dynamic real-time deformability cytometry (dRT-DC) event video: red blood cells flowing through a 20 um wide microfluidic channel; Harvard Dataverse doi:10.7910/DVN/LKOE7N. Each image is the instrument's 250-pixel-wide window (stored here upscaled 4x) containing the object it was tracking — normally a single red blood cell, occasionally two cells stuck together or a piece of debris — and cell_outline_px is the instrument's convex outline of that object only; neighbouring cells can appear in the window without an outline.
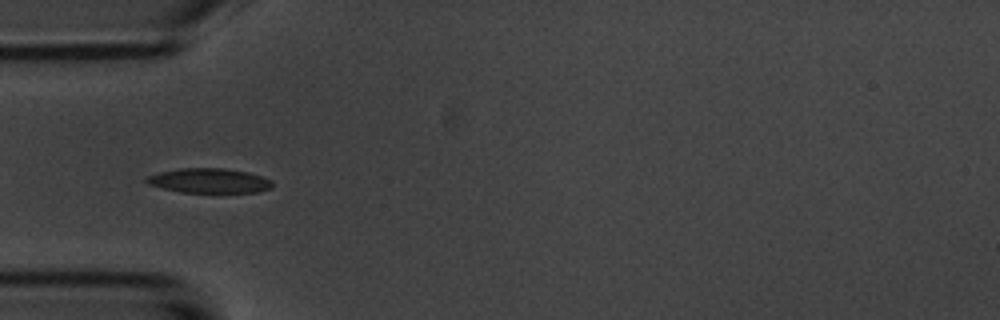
{"species": "common noctule bat (a hibernating species)", "species_latin": "Nyctalus noctula", "temperature_condition": "room temperature", "stored_images_in_passage": 15, "camera_frame_rate_fps": 3000, "um_per_image_px": 0.085, "animal": {"sex": "male", "body_mass_g": 20.1, "forearm_length_mm": 53.5}, "frame": {"image": 1, "passage_image": 3, "time_ms": 0.667, "image_size_px": [1000, 320], "cell_outline_px": [[272, 188], [260, 192], [180, 192], [148, 184], [144, 180], [144, 176], [160, 172], [180, 168], [224, 168], [248, 172], [272, 180]], "centroid_in_image_um": [17.77, 15.35], "position_along_channel_um": 67.2, "area_um2": 18.09}}
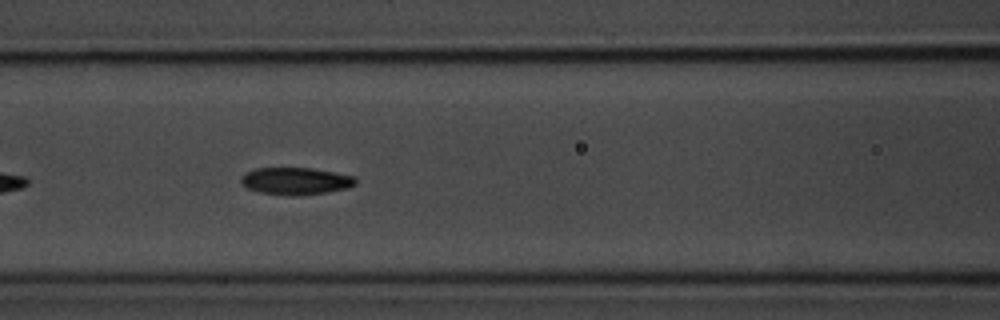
{"frame": {"image": 2, "passage_image": 9, "time_ms": 2.667, "image_size_px": [1000, 320], "cell_outline_px": [[356, 184], [348, 188], [328, 192], [296, 196], [292, 196], [260, 192], [248, 188], [240, 184], [240, 180], [244, 172], [256, 168], [312, 168], [356, 176]], "centroid_in_image_um": [25.13, 15.39], "position_along_channel_um": 141.5, "area_um2": 18.32}}
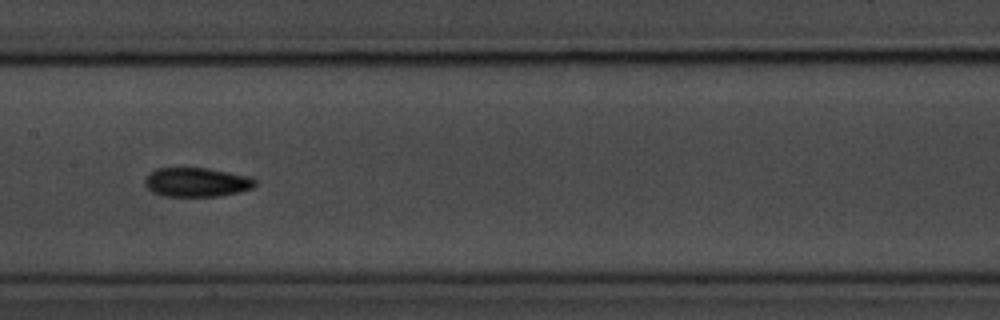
{"frame": {"image": 3, "passage_image": 13, "time_ms": 4.0, "image_size_px": [1000, 320], "cell_outline_px": [[256, 184], [252, 188], [220, 196], [164, 196], [152, 192], [144, 184], [144, 180], [156, 168], [208, 168], [252, 176], [256, 180]], "centroid_in_image_um": [16.74, 15.48], "position_along_channel_um": 190.7, "area_um2": 18.73}}